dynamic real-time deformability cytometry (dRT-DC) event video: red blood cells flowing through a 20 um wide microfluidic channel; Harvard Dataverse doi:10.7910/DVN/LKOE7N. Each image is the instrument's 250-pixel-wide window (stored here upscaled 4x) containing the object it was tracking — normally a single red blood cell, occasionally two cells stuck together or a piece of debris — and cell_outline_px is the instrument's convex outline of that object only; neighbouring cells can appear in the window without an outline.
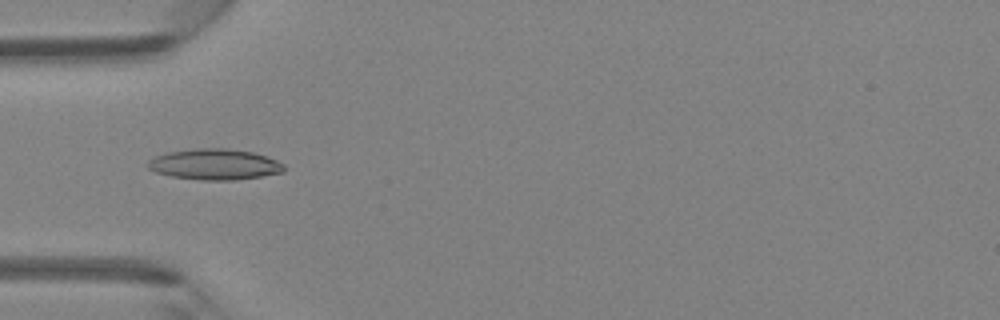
{"species": "Egyptian fruit bat (a non-hibernating species)", "species_latin": "Rousettus aegyptiacus", "temperature_condition": "room temperature", "stored_images_in_passage": 46, "camera_frame_rate_fps": 3000, "um_per_image_px": 0.085, "animal": {"sex": "female"}, "frame": {"image": 1, "passage_image": 15, "time_ms": 4.667, "image_size_px": [1000, 320], "cell_outline_px": [[284, 172], [236, 180], [200, 180], [172, 176], [156, 172], [148, 168], [148, 160], [156, 156], [168, 152], [196, 148], [228, 148], [252, 152], [276, 160], [284, 164]], "centroid_in_image_um": [18.24, 13.97], "position_along_channel_um": 66.8, "area_um2": 24.33}}
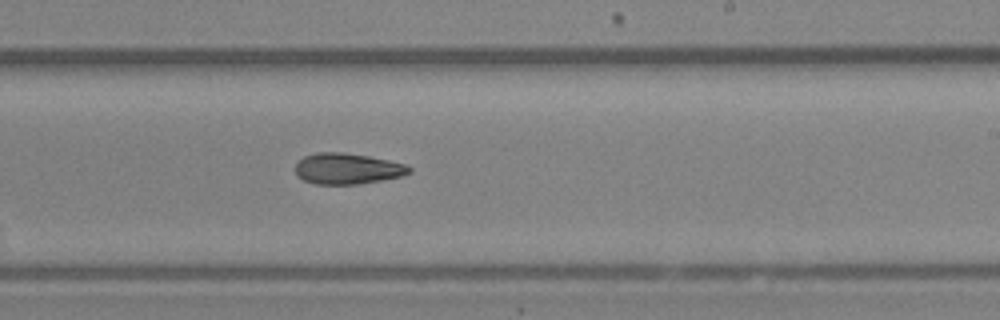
{"frame": {"image": 2, "passage_image": 28, "time_ms": 9.0, "image_size_px": [1000, 320], "cell_outline_px": [[412, 172], [404, 176], [356, 184], [316, 184], [304, 180], [296, 172], [296, 164], [304, 156], [316, 152], [340, 152], [368, 156], [408, 164], [412, 168]], "centroid_in_image_um": [29.58, 14.33], "position_along_channel_um": 259.4, "area_um2": 20.46}}
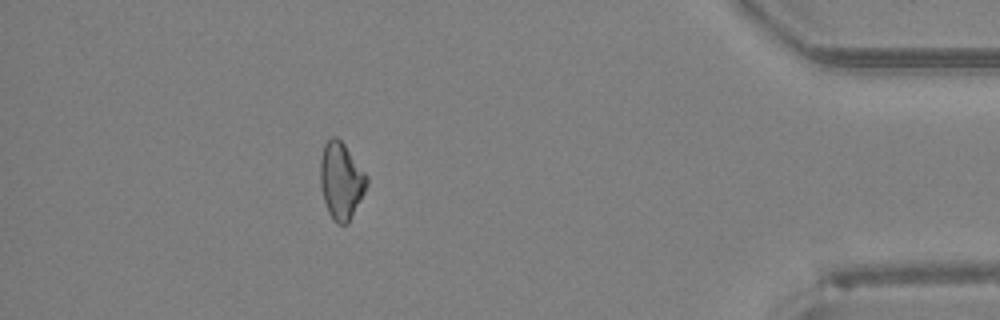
{"frame": {"image": 3, "passage_image": 41, "time_ms": 13.333, "image_size_px": [1000, 320], "cell_outline_px": [[368, 184], [348, 224], [340, 224], [332, 220], [328, 212], [324, 200], [320, 184], [320, 160], [324, 144], [332, 136], [336, 136], [344, 144], [368, 176]], "centroid_in_image_um": [28.99, 15.36], "position_along_channel_um": 406.2, "area_um2": 20.75}}